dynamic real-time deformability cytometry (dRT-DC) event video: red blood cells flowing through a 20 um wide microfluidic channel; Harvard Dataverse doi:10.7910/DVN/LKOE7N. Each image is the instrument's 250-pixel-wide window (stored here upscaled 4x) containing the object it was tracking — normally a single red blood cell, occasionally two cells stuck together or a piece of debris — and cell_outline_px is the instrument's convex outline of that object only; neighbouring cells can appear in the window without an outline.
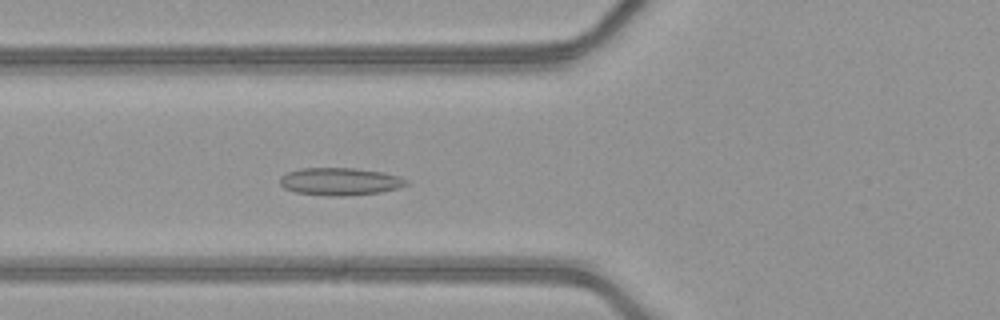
{"species": "common noctule bat (a hibernating species)", "species_latin": "Nyctalus noctula", "temperature_condition": "warm", "stored_images_in_passage": 40, "camera_frame_rate_fps": 3000, "um_per_image_px": 0.085, "animal": {"sex": "female", "body_mass_g": 21.9}, "frame": {"image": 1, "passage_image": 10, "time_ms": 3.0, "image_size_px": [1000, 320], "cell_outline_px": [[408, 184], [400, 188], [380, 192], [344, 196], [328, 196], [296, 192], [284, 188], [280, 184], [280, 176], [288, 172], [300, 168], [352, 168], [380, 172], [400, 176], [408, 180]], "centroid_in_image_um": [28.9, 15.43], "position_along_channel_um": 96.9, "area_um2": 20.29}}
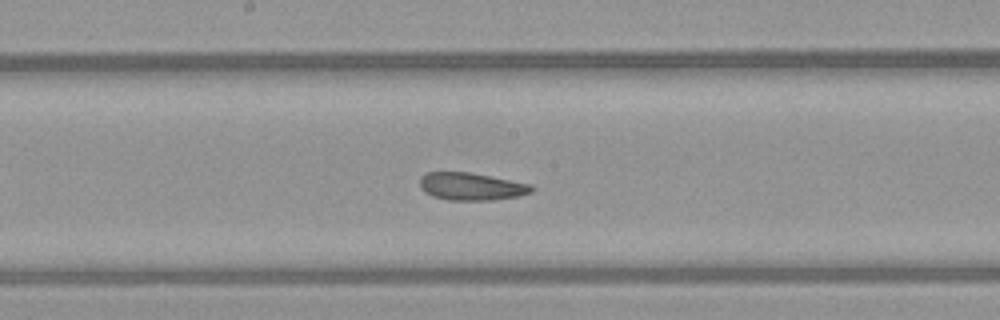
{"frame": {"image": 2, "passage_image": 18, "time_ms": 5.667, "image_size_px": [1000, 320], "cell_outline_px": [[536, 188], [532, 192], [520, 196], [488, 200], [448, 200], [432, 196], [424, 192], [420, 188], [420, 176], [428, 172], [468, 172], [532, 184]], "centroid_in_image_um": [40.07, 15.85], "position_along_channel_um": 208.1, "area_um2": 18.03}}
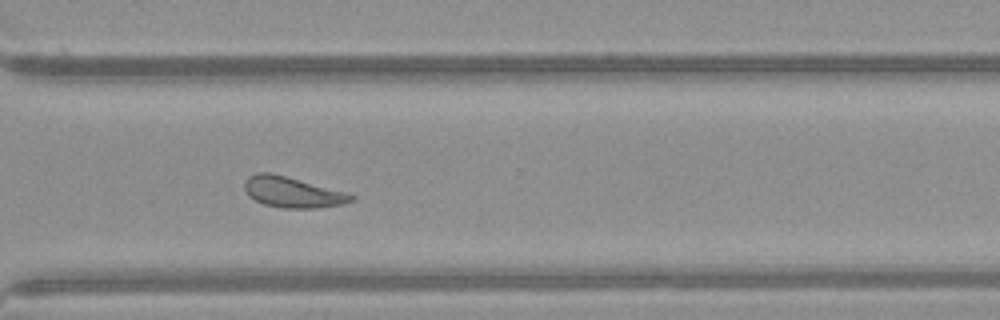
{"frame": {"image": 3, "passage_image": 28, "time_ms": 9.0, "image_size_px": [1000, 320], "cell_outline_px": [[356, 196], [352, 200], [344, 204], [316, 208], [284, 208], [264, 204], [248, 196], [244, 188], [244, 180], [248, 176], [256, 172], [268, 172], [284, 176], [344, 192]], "centroid_in_image_um": [24.8, 16.34], "position_along_channel_um": 345.8, "area_um2": 18.79}, "authors_computed_cell_mechanics": {"area_um2": 19.3919, "velocity_mm_per_s": 4.1424, "shape_relaxation_time_tau1_ms": null, "shape_relaxation_time_tau2_ms": 1.6939, "deformation_change_tau1": null, "deformation_change_tau2": 0.0926}}